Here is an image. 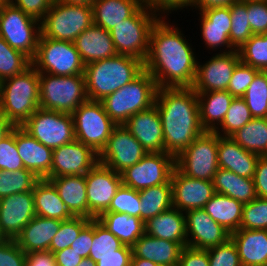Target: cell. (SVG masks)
I'll return each instance as SVG.
<instances>
[{
	"mask_svg": "<svg viewBox=\"0 0 267 266\" xmlns=\"http://www.w3.org/2000/svg\"><path fill=\"white\" fill-rule=\"evenodd\" d=\"M160 18L150 32L144 69L158 88L192 87L197 68L192 48L181 31Z\"/></svg>",
	"mask_w": 267,
	"mask_h": 266,
	"instance_id": "1",
	"label": "cell"
},
{
	"mask_svg": "<svg viewBox=\"0 0 267 266\" xmlns=\"http://www.w3.org/2000/svg\"><path fill=\"white\" fill-rule=\"evenodd\" d=\"M155 105L162 123L164 152L176 158L205 132L197 93L191 87L158 88Z\"/></svg>",
	"mask_w": 267,
	"mask_h": 266,
	"instance_id": "2",
	"label": "cell"
},
{
	"mask_svg": "<svg viewBox=\"0 0 267 266\" xmlns=\"http://www.w3.org/2000/svg\"><path fill=\"white\" fill-rule=\"evenodd\" d=\"M143 70V61L121 54L85 65L84 77L88 99L102 101L135 79Z\"/></svg>",
	"mask_w": 267,
	"mask_h": 266,
	"instance_id": "3",
	"label": "cell"
},
{
	"mask_svg": "<svg viewBox=\"0 0 267 266\" xmlns=\"http://www.w3.org/2000/svg\"><path fill=\"white\" fill-rule=\"evenodd\" d=\"M39 73L31 64L20 74L0 82V112L22 126L40 107Z\"/></svg>",
	"mask_w": 267,
	"mask_h": 266,
	"instance_id": "4",
	"label": "cell"
},
{
	"mask_svg": "<svg viewBox=\"0 0 267 266\" xmlns=\"http://www.w3.org/2000/svg\"><path fill=\"white\" fill-rule=\"evenodd\" d=\"M158 86L145 69L131 82L105 97V112L117 125H123L134 114L155 105Z\"/></svg>",
	"mask_w": 267,
	"mask_h": 266,
	"instance_id": "5",
	"label": "cell"
},
{
	"mask_svg": "<svg viewBox=\"0 0 267 266\" xmlns=\"http://www.w3.org/2000/svg\"><path fill=\"white\" fill-rule=\"evenodd\" d=\"M40 108L72 114L88 100L84 75L39 73Z\"/></svg>",
	"mask_w": 267,
	"mask_h": 266,
	"instance_id": "6",
	"label": "cell"
},
{
	"mask_svg": "<svg viewBox=\"0 0 267 266\" xmlns=\"http://www.w3.org/2000/svg\"><path fill=\"white\" fill-rule=\"evenodd\" d=\"M92 24V6L73 5L56 0L40 21V36L74 42Z\"/></svg>",
	"mask_w": 267,
	"mask_h": 266,
	"instance_id": "7",
	"label": "cell"
},
{
	"mask_svg": "<svg viewBox=\"0 0 267 266\" xmlns=\"http://www.w3.org/2000/svg\"><path fill=\"white\" fill-rule=\"evenodd\" d=\"M153 13L142 5L131 17L110 30L117 54L130 55L145 61L149 51L150 32L159 19Z\"/></svg>",
	"mask_w": 267,
	"mask_h": 266,
	"instance_id": "8",
	"label": "cell"
},
{
	"mask_svg": "<svg viewBox=\"0 0 267 266\" xmlns=\"http://www.w3.org/2000/svg\"><path fill=\"white\" fill-rule=\"evenodd\" d=\"M32 65L38 73L54 76L84 75L85 64L74 42L40 36Z\"/></svg>",
	"mask_w": 267,
	"mask_h": 266,
	"instance_id": "9",
	"label": "cell"
},
{
	"mask_svg": "<svg viewBox=\"0 0 267 266\" xmlns=\"http://www.w3.org/2000/svg\"><path fill=\"white\" fill-rule=\"evenodd\" d=\"M219 135L205 131L175 158V167L184 175L213 181L218 165Z\"/></svg>",
	"mask_w": 267,
	"mask_h": 266,
	"instance_id": "10",
	"label": "cell"
},
{
	"mask_svg": "<svg viewBox=\"0 0 267 266\" xmlns=\"http://www.w3.org/2000/svg\"><path fill=\"white\" fill-rule=\"evenodd\" d=\"M71 115L76 140L100 154L105 148L111 132L117 126L105 112L102 102L88 99Z\"/></svg>",
	"mask_w": 267,
	"mask_h": 266,
	"instance_id": "11",
	"label": "cell"
},
{
	"mask_svg": "<svg viewBox=\"0 0 267 266\" xmlns=\"http://www.w3.org/2000/svg\"><path fill=\"white\" fill-rule=\"evenodd\" d=\"M38 22L39 20L25 14L11 3L1 5L0 36L11 48L23 52L31 60L36 55L41 34L40 22Z\"/></svg>",
	"mask_w": 267,
	"mask_h": 266,
	"instance_id": "12",
	"label": "cell"
},
{
	"mask_svg": "<svg viewBox=\"0 0 267 266\" xmlns=\"http://www.w3.org/2000/svg\"><path fill=\"white\" fill-rule=\"evenodd\" d=\"M21 127L52 150L76 139L73 118L69 113L39 107Z\"/></svg>",
	"mask_w": 267,
	"mask_h": 266,
	"instance_id": "13",
	"label": "cell"
},
{
	"mask_svg": "<svg viewBox=\"0 0 267 266\" xmlns=\"http://www.w3.org/2000/svg\"><path fill=\"white\" fill-rule=\"evenodd\" d=\"M175 157L166 152L147 153L138 163L122 171V185L141 191L148 187L171 183Z\"/></svg>",
	"mask_w": 267,
	"mask_h": 266,
	"instance_id": "14",
	"label": "cell"
},
{
	"mask_svg": "<svg viewBox=\"0 0 267 266\" xmlns=\"http://www.w3.org/2000/svg\"><path fill=\"white\" fill-rule=\"evenodd\" d=\"M88 218L97 219L109 208L111 200L122 185L121 174L97 163L86 175Z\"/></svg>",
	"mask_w": 267,
	"mask_h": 266,
	"instance_id": "15",
	"label": "cell"
},
{
	"mask_svg": "<svg viewBox=\"0 0 267 266\" xmlns=\"http://www.w3.org/2000/svg\"><path fill=\"white\" fill-rule=\"evenodd\" d=\"M146 154L147 151L137 139L123 125H117L99 154V163L121 173L138 163Z\"/></svg>",
	"mask_w": 267,
	"mask_h": 266,
	"instance_id": "16",
	"label": "cell"
},
{
	"mask_svg": "<svg viewBox=\"0 0 267 266\" xmlns=\"http://www.w3.org/2000/svg\"><path fill=\"white\" fill-rule=\"evenodd\" d=\"M240 62L237 50L213 56L203 66L197 63L192 89L195 92L225 91L236 65Z\"/></svg>",
	"mask_w": 267,
	"mask_h": 266,
	"instance_id": "17",
	"label": "cell"
},
{
	"mask_svg": "<svg viewBox=\"0 0 267 266\" xmlns=\"http://www.w3.org/2000/svg\"><path fill=\"white\" fill-rule=\"evenodd\" d=\"M99 162V154L78 140L52 151L51 177L86 175Z\"/></svg>",
	"mask_w": 267,
	"mask_h": 266,
	"instance_id": "18",
	"label": "cell"
},
{
	"mask_svg": "<svg viewBox=\"0 0 267 266\" xmlns=\"http://www.w3.org/2000/svg\"><path fill=\"white\" fill-rule=\"evenodd\" d=\"M172 204L180 211L204 208L216 193L213 181L190 178L176 167L171 175Z\"/></svg>",
	"mask_w": 267,
	"mask_h": 266,
	"instance_id": "19",
	"label": "cell"
},
{
	"mask_svg": "<svg viewBox=\"0 0 267 266\" xmlns=\"http://www.w3.org/2000/svg\"><path fill=\"white\" fill-rule=\"evenodd\" d=\"M36 216L33 192L14 193L0 199V232L5 239H14Z\"/></svg>",
	"mask_w": 267,
	"mask_h": 266,
	"instance_id": "20",
	"label": "cell"
},
{
	"mask_svg": "<svg viewBox=\"0 0 267 266\" xmlns=\"http://www.w3.org/2000/svg\"><path fill=\"white\" fill-rule=\"evenodd\" d=\"M185 215L188 247L206 250L223 244L230 238V233L215 222L203 208L187 211Z\"/></svg>",
	"mask_w": 267,
	"mask_h": 266,
	"instance_id": "21",
	"label": "cell"
},
{
	"mask_svg": "<svg viewBox=\"0 0 267 266\" xmlns=\"http://www.w3.org/2000/svg\"><path fill=\"white\" fill-rule=\"evenodd\" d=\"M123 126L137 139L147 153L164 152V135L156 105L131 116Z\"/></svg>",
	"mask_w": 267,
	"mask_h": 266,
	"instance_id": "22",
	"label": "cell"
},
{
	"mask_svg": "<svg viewBox=\"0 0 267 266\" xmlns=\"http://www.w3.org/2000/svg\"><path fill=\"white\" fill-rule=\"evenodd\" d=\"M16 147L27 170L39 179L51 177L52 149L40 143L21 126H16Z\"/></svg>",
	"mask_w": 267,
	"mask_h": 266,
	"instance_id": "23",
	"label": "cell"
},
{
	"mask_svg": "<svg viewBox=\"0 0 267 266\" xmlns=\"http://www.w3.org/2000/svg\"><path fill=\"white\" fill-rule=\"evenodd\" d=\"M132 258L150 260L159 266H178L184 248L178 242L143 234L132 246Z\"/></svg>",
	"mask_w": 267,
	"mask_h": 266,
	"instance_id": "24",
	"label": "cell"
},
{
	"mask_svg": "<svg viewBox=\"0 0 267 266\" xmlns=\"http://www.w3.org/2000/svg\"><path fill=\"white\" fill-rule=\"evenodd\" d=\"M85 65L117 55L110 31L92 24L74 41Z\"/></svg>",
	"mask_w": 267,
	"mask_h": 266,
	"instance_id": "25",
	"label": "cell"
},
{
	"mask_svg": "<svg viewBox=\"0 0 267 266\" xmlns=\"http://www.w3.org/2000/svg\"><path fill=\"white\" fill-rule=\"evenodd\" d=\"M201 33L204 42L210 48L225 46L236 50L230 43L231 30L230 6L214 7L200 11Z\"/></svg>",
	"mask_w": 267,
	"mask_h": 266,
	"instance_id": "26",
	"label": "cell"
},
{
	"mask_svg": "<svg viewBox=\"0 0 267 266\" xmlns=\"http://www.w3.org/2000/svg\"><path fill=\"white\" fill-rule=\"evenodd\" d=\"M259 157V155L243 149L231 137H222L219 135V168L232 171L241 177L253 178Z\"/></svg>",
	"mask_w": 267,
	"mask_h": 266,
	"instance_id": "27",
	"label": "cell"
},
{
	"mask_svg": "<svg viewBox=\"0 0 267 266\" xmlns=\"http://www.w3.org/2000/svg\"><path fill=\"white\" fill-rule=\"evenodd\" d=\"M61 222L62 220L35 216L21 230L15 241L25 253L49 250Z\"/></svg>",
	"mask_w": 267,
	"mask_h": 266,
	"instance_id": "28",
	"label": "cell"
},
{
	"mask_svg": "<svg viewBox=\"0 0 267 266\" xmlns=\"http://www.w3.org/2000/svg\"><path fill=\"white\" fill-rule=\"evenodd\" d=\"M230 238L242 266H267V230L239 229Z\"/></svg>",
	"mask_w": 267,
	"mask_h": 266,
	"instance_id": "29",
	"label": "cell"
},
{
	"mask_svg": "<svg viewBox=\"0 0 267 266\" xmlns=\"http://www.w3.org/2000/svg\"><path fill=\"white\" fill-rule=\"evenodd\" d=\"M145 234L187 246L186 216L172 207L145 222Z\"/></svg>",
	"mask_w": 267,
	"mask_h": 266,
	"instance_id": "30",
	"label": "cell"
},
{
	"mask_svg": "<svg viewBox=\"0 0 267 266\" xmlns=\"http://www.w3.org/2000/svg\"><path fill=\"white\" fill-rule=\"evenodd\" d=\"M49 180L73 216L88 218L85 175L50 177Z\"/></svg>",
	"mask_w": 267,
	"mask_h": 266,
	"instance_id": "31",
	"label": "cell"
},
{
	"mask_svg": "<svg viewBox=\"0 0 267 266\" xmlns=\"http://www.w3.org/2000/svg\"><path fill=\"white\" fill-rule=\"evenodd\" d=\"M196 93L202 128L205 131L218 132L219 128L215 125V121L221 125L234 96L227 90Z\"/></svg>",
	"mask_w": 267,
	"mask_h": 266,
	"instance_id": "32",
	"label": "cell"
},
{
	"mask_svg": "<svg viewBox=\"0 0 267 266\" xmlns=\"http://www.w3.org/2000/svg\"><path fill=\"white\" fill-rule=\"evenodd\" d=\"M141 6L142 0H96L92 4L93 24L110 31Z\"/></svg>",
	"mask_w": 267,
	"mask_h": 266,
	"instance_id": "33",
	"label": "cell"
},
{
	"mask_svg": "<svg viewBox=\"0 0 267 266\" xmlns=\"http://www.w3.org/2000/svg\"><path fill=\"white\" fill-rule=\"evenodd\" d=\"M32 192L36 216L62 221L73 217L49 180L40 179Z\"/></svg>",
	"mask_w": 267,
	"mask_h": 266,
	"instance_id": "34",
	"label": "cell"
},
{
	"mask_svg": "<svg viewBox=\"0 0 267 266\" xmlns=\"http://www.w3.org/2000/svg\"><path fill=\"white\" fill-rule=\"evenodd\" d=\"M243 205L242 202L227 195L215 193L203 209L215 222L232 234L240 229Z\"/></svg>",
	"mask_w": 267,
	"mask_h": 266,
	"instance_id": "35",
	"label": "cell"
},
{
	"mask_svg": "<svg viewBox=\"0 0 267 266\" xmlns=\"http://www.w3.org/2000/svg\"><path fill=\"white\" fill-rule=\"evenodd\" d=\"M216 193L227 195L243 204L257 198L253 178H245L232 171L218 168L213 179Z\"/></svg>",
	"mask_w": 267,
	"mask_h": 266,
	"instance_id": "36",
	"label": "cell"
},
{
	"mask_svg": "<svg viewBox=\"0 0 267 266\" xmlns=\"http://www.w3.org/2000/svg\"><path fill=\"white\" fill-rule=\"evenodd\" d=\"M97 219L124 245L132 246L145 233V223L136 216L104 212Z\"/></svg>",
	"mask_w": 267,
	"mask_h": 266,
	"instance_id": "37",
	"label": "cell"
},
{
	"mask_svg": "<svg viewBox=\"0 0 267 266\" xmlns=\"http://www.w3.org/2000/svg\"><path fill=\"white\" fill-rule=\"evenodd\" d=\"M243 149L267 156V118H253L230 136Z\"/></svg>",
	"mask_w": 267,
	"mask_h": 266,
	"instance_id": "38",
	"label": "cell"
},
{
	"mask_svg": "<svg viewBox=\"0 0 267 266\" xmlns=\"http://www.w3.org/2000/svg\"><path fill=\"white\" fill-rule=\"evenodd\" d=\"M141 219L145 223L150 218L173 207L172 185L165 183L139 191Z\"/></svg>",
	"mask_w": 267,
	"mask_h": 266,
	"instance_id": "39",
	"label": "cell"
},
{
	"mask_svg": "<svg viewBox=\"0 0 267 266\" xmlns=\"http://www.w3.org/2000/svg\"><path fill=\"white\" fill-rule=\"evenodd\" d=\"M39 180L34 173L26 168L13 172L0 170V199L14 193L33 191Z\"/></svg>",
	"mask_w": 267,
	"mask_h": 266,
	"instance_id": "40",
	"label": "cell"
},
{
	"mask_svg": "<svg viewBox=\"0 0 267 266\" xmlns=\"http://www.w3.org/2000/svg\"><path fill=\"white\" fill-rule=\"evenodd\" d=\"M231 30L229 33L231 45L238 50L253 35L247 14V0H238L230 6Z\"/></svg>",
	"mask_w": 267,
	"mask_h": 266,
	"instance_id": "41",
	"label": "cell"
},
{
	"mask_svg": "<svg viewBox=\"0 0 267 266\" xmlns=\"http://www.w3.org/2000/svg\"><path fill=\"white\" fill-rule=\"evenodd\" d=\"M253 118H267V71H259L242 96Z\"/></svg>",
	"mask_w": 267,
	"mask_h": 266,
	"instance_id": "42",
	"label": "cell"
},
{
	"mask_svg": "<svg viewBox=\"0 0 267 266\" xmlns=\"http://www.w3.org/2000/svg\"><path fill=\"white\" fill-rule=\"evenodd\" d=\"M123 245L98 219H93V241L89 258L96 262V257L99 256L120 255Z\"/></svg>",
	"mask_w": 267,
	"mask_h": 266,
	"instance_id": "43",
	"label": "cell"
},
{
	"mask_svg": "<svg viewBox=\"0 0 267 266\" xmlns=\"http://www.w3.org/2000/svg\"><path fill=\"white\" fill-rule=\"evenodd\" d=\"M32 64V60L23 52L11 48L0 36V82L20 74Z\"/></svg>",
	"mask_w": 267,
	"mask_h": 266,
	"instance_id": "44",
	"label": "cell"
},
{
	"mask_svg": "<svg viewBox=\"0 0 267 266\" xmlns=\"http://www.w3.org/2000/svg\"><path fill=\"white\" fill-rule=\"evenodd\" d=\"M237 51L241 62L267 71V34H253Z\"/></svg>",
	"mask_w": 267,
	"mask_h": 266,
	"instance_id": "45",
	"label": "cell"
},
{
	"mask_svg": "<svg viewBox=\"0 0 267 266\" xmlns=\"http://www.w3.org/2000/svg\"><path fill=\"white\" fill-rule=\"evenodd\" d=\"M251 119H253V116L244 99L242 97H234L220 125L222 132H224L223 135L220 134V131L215 133L222 137H230Z\"/></svg>",
	"mask_w": 267,
	"mask_h": 266,
	"instance_id": "46",
	"label": "cell"
},
{
	"mask_svg": "<svg viewBox=\"0 0 267 266\" xmlns=\"http://www.w3.org/2000/svg\"><path fill=\"white\" fill-rule=\"evenodd\" d=\"M91 219L81 216H73L61 222L60 228L53 237L49 251L58 252L70 247L78 237L80 231L90 222Z\"/></svg>",
	"mask_w": 267,
	"mask_h": 266,
	"instance_id": "47",
	"label": "cell"
},
{
	"mask_svg": "<svg viewBox=\"0 0 267 266\" xmlns=\"http://www.w3.org/2000/svg\"><path fill=\"white\" fill-rule=\"evenodd\" d=\"M141 201L139 191L121 185L111 200L106 212L125 213L129 216L141 218Z\"/></svg>",
	"mask_w": 267,
	"mask_h": 266,
	"instance_id": "48",
	"label": "cell"
},
{
	"mask_svg": "<svg viewBox=\"0 0 267 266\" xmlns=\"http://www.w3.org/2000/svg\"><path fill=\"white\" fill-rule=\"evenodd\" d=\"M240 229L267 230V199L257 197L243 205Z\"/></svg>",
	"mask_w": 267,
	"mask_h": 266,
	"instance_id": "49",
	"label": "cell"
},
{
	"mask_svg": "<svg viewBox=\"0 0 267 266\" xmlns=\"http://www.w3.org/2000/svg\"><path fill=\"white\" fill-rule=\"evenodd\" d=\"M24 164L16 147V127L0 141V170L16 171L24 169Z\"/></svg>",
	"mask_w": 267,
	"mask_h": 266,
	"instance_id": "50",
	"label": "cell"
},
{
	"mask_svg": "<svg viewBox=\"0 0 267 266\" xmlns=\"http://www.w3.org/2000/svg\"><path fill=\"white\" fill-rule=\"evenodd\" d=\"M206 250L210 266H242L237 247L231 238Z\"/></svg>",
	"mask_w": 267,
	"mask_h": 266,
	"instance_id": "51",
	"label": "cell"
},
{
	"mask_svg": "<svg viewBox=\"0 0 267 266\" xmlns=\"http://www.w3.org/2000/svg\"><path fill=\"white\" fill-rule=\"evenodd\" d=\"M259 71L240 61L233 71L227 91L234 97H242Z\"/></svg>",
	"mask_w": 267,
	"mask_h": 266,
	"instance_id": "52",
	"label": "cell"
},
{
	"mask_svg": "<svg viewBox=\"0 0 267 266\" xmlns=\"http://www.w3.org/2000/svg\"><path fill=\"white\" fill-rule=\"evenodd\" d=\"M248 21L253 34H267V0H247Z\"/></svg>",
	"mask_w": 267,
	"mask_h": 266,
	"instance_id": "53",
	"label": "cell"
},
{
	"mask_svg": "<svg viewBox=\"0 0 267 266\" xmlns=\"http://www.w3.org/2000/svg\"><path fill=\"white\" fill-rule=\"evenodd\" d=\"M26 253L14 239L0 242V266H25Z\"/></svg>",
	"mask_w": 267,
	"mask_h": 266,
	"instance_id": "54",
	"label": "cell"
},
{
	"mask_svg": "<svg viewBox=\"0 0 267 266\" xmlns=\"http://www.w3.org/2000/svg\"><path fill=\"white\" fill-rule=\"evenodd\" d=\"M56 0H11L10 3L20 8L25 14L42 20Z\"/></svg>",
	"mask_w": 267,
	"mask_h": 266,
	"instance_id": "55",
	"label": "cell"
},
{
	"mask_svg": "<svg viewBox=\"0 0 267 266\" xmlns=\"http://www.w3.org/2000/svg\"><path fill=\"white\" fill-rule=\"evenodd\" d=\"M178 266H210L207 250L184 247Z\"/></svg>",
	"mask_w": 267,
	"mask_h": 266,
	"instance_id": "56",
	"label": "cell"
},
{
	"mask_svg": "<svg viewBox=\"0 0 267 266\" xmlns=\"http://www.w3.org/2000/svg\"><path fill=\"white\" fill-rule=\"evenodd\" d=\"M93 241V219L80 231L78 237L70 245L81 257L89 258Z\"/></svg>",
	"mask_w": 267,
	"mask_h": 266,
	"instance_id": "57",
	"label": "cell"
},
{
	"mask_svg": "<svg viewBox=\"0 0 267 266\" xmlns=\"http://www.w3.org/2000/svg\"><path fill=\"white\" fill-rule=\"evenodd\" d=\"M132 256L131 246L123 245L120 248V255L96 257V266H130Z\"/></svg>",
	"mask_w": 267,
	"mask_h": 266,
	"instance_id": "58",
	"label": "cell"
},
{
	"mask_svg": "<svg viewBox=\"0 0 267 266\" xmlns=\"http://www.w3.org/2000/svg\"><path fill=\"white\" fill-rule=\"evenodd\" d=\"M253 181L257 197L267 199V156L258 158Z\"/></svg>",
	"mask_w": 267,
	"mask_h": 266,
	"instance_id": "59",
	"label": "cell"
},
{
	"mask_svg": "<svg viewBox=\"0 0 267 266\" xmlns=\"http://www.w3.org/2000/svg\"><path fill=\"white\" fill-rule=\"evenodd\" d=\"M191 0H142V5L154 13L170 10L183 9V7L190 6Z\"/></svg>",
	"mask_w": 267,
	"mask_h": 266,
	"instance_id": "60",
	"label": "cell"
},
{
	"mask_svg": "<svg viewBox=\"0 0 267 266\" xmlns=\"http://www.w3.org/2000/svg\"><path fill=\"white\" fill-rule=\"evenodd\" d=\"M25 266H57V264L54 253L46 250L26 253Z\"/></svg>",
	"mask_w": 267,
	"mask_h": 266,
	"instance_id": "61",
	"label": "cell"
},
{
	"mask_svg": "<svg viewBox=\"0 0 267 266\" xmlns=\"http://www.w3.org/2000/svg\"><path fill=\"white\" fill-rule=\"evenodd\" d=\"M54 256L57 266H77L84 259L71 247L54 252Z\"/></svg>",
	"mask_w": 267,
	"mask_h": 266,
	"instance_id": "62",
	"label": "cell"
},
{
	"mask_svg": "<svg viewBox=\"0 0 267 266\" xmlns=\"http://www.w3.org/2000/svg\"><path fill=\"white\" fill-rule=\"evenodd\" d=\"M237 1L238 0H191L190 6H195V8L199 7V11H202L204 9L214 7L231 6L234 2Z\"/></svg>",
	"mask_w": 267,
	"mask_h": 266,
	"instance_id": "63",
	"label": "cell"
},
{
	"mask_svg": "<svg viewBox=\"0 0 267 266\" xmlns=\"http://www.w3.org/2000/svg\"><path fill=\"white\" fill-rule=\"evenodd\" d=\"M16 126L0 112V141L8 136Z\"/></svg>",
	"mask_w": 267,
	"mask_h": 266,
	"instance_id": "64",
	"label": "cell"
},
{
	"mask_svg": "<svg viewBox=\"0 0 267 266\" xmlns=\"http://www.w3.org/2000/svg\"><path fill=\"white\" fill-rule=\"evenodd\" d=\"M130 266H159L150 260L142 258H132Z\"/></svg>",
	"mask_w": 267,
	"mask_h": 266,
	"instance_id": "65",
	"label": "cell"
},
{
	"mask_svg": "<svg viewBox=\"0 0 267 266\" xmlns=\"http://www.w3.org/2000/svg\"><path fill=\"white\" fill-rule=\"evenodd\" d=\"M57 1H60L62 3H67V4H73V5H88V6H92V4L96 0H57Z\"/></svg>",
	"mask_w": 267,
	"mask_h": 266,
	"instance_id": "66",
	"label": "cell"
},
{
	"mask_svg": "<svg viewBox=\"0 0 267 266\" xmlns=\"http://www.w3.org/2000/svg\"><path fill=\"white\" fill-rule=\"evenodd\" d=\"M77 266H96V262L91 258H84Z\"/></svg>",
	"mask_w": 267,
	"mask_h": 266,
	"instance_id": "67",
	"label": "cell"
},
{
	"mask_svg": "<svg viewBox=\"0 0 267 266\" xmlns=\"http://www.w3.org/2000/svg\"><path fill=\"white\" fill-rule=\"evenodd\" d=\"M11 0H0L1 4L10 3Z\"/></svg>",
	"mask_w": 267,
	"mask_h": 266,
	"instance_id": "68",
	"label": "cell"
},
{
	"mask_svg": "<svg viewBox=\"0 0 267 266\" xmlns=\"http://www.w3.org/2000/svg\"><path fill=\"white\" fill-rule=\"evenodd\" d=\"M5 238L3 237L2 233L0 232V242L4 241Z\"/></svg>",
	"mask_w": 267,
	"mask_h": 266,
	"instance_id": "69",
	"label": "cell"
}]
</instances>
